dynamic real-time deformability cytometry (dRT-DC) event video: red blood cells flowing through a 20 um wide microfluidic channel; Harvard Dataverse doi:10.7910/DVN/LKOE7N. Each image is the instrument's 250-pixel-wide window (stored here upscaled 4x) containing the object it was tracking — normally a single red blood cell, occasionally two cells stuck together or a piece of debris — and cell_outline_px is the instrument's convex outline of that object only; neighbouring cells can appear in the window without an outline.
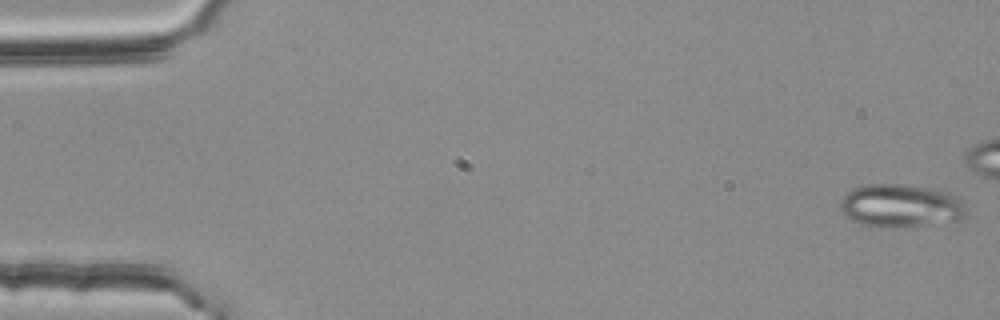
{"species": "common noctule bat (a hibernating species)", "species_latin": "Nyctalus noctula", "temperature_condition": "room temperature", "stored_images_in_passage": 55, "camera_frame_rate_fps": 3000, "um_per_image_px": 0.085, "animal": {"sex": "female", "body_mass_g": 25.1}, "frame": {"image": 1, "passage_image": 1, "time_ms": 0.0, "image_size_px": [1000, 320], "cell_outline_px": [[968, 212], [960, 220], [928, 224], [892, 228], [880, 228], [860, 224], [852, 220], [840, 208], [840, 200], [852, 188], [864, 184], [904, 184], [936, 188], [948, 192], [956, 196], [964, 204]], "centroid_in_image_um": [76.57, 17.48], "position_along_channel_um": 8.4, "area_um2": 32.02}}
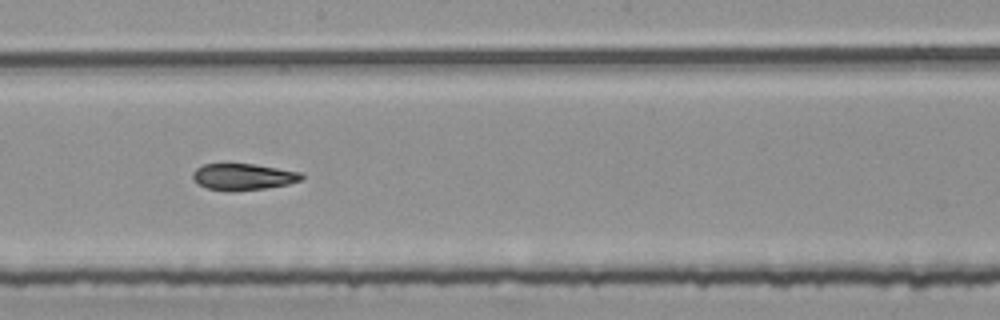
{"frame": {"image": 2, "passage_image": 30, "time_ms": 9.667, "image_size_px": [1000, 320], "cell_outline_px": [[304, 180], [288, 184], [264, 188], [208, 188], [200, 184], [192, 176], [192, 172], [196, 168], [204, 164], [256, 164], [300, 172], [304, 176]], "centroid_in_image_um": [20.74, 14.97], "position_along_channel_um": 227.5, "area_um2": 15.95}}
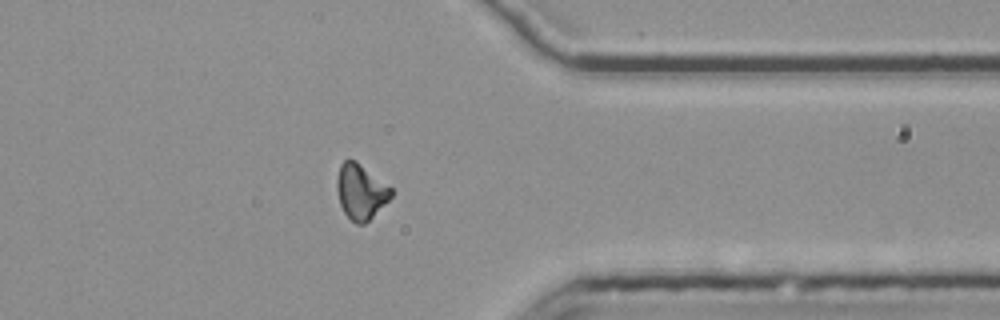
{"frame": {"image": 3, "passage_image": 43, "time_ms": 14.0, "image_size_px": [1000, 320], "cell_outline_px": [[392, 196], [364, 224], [356, 224], [344, 212], [340, 204], [336, 188], [336, 180], [340, 164], [348, 156], [356, 160], [392, 188]], "centroid_in_image_um": [30.63, 16.24], "position_along_channel_um": 380.8, "area_um2": 17.4}}